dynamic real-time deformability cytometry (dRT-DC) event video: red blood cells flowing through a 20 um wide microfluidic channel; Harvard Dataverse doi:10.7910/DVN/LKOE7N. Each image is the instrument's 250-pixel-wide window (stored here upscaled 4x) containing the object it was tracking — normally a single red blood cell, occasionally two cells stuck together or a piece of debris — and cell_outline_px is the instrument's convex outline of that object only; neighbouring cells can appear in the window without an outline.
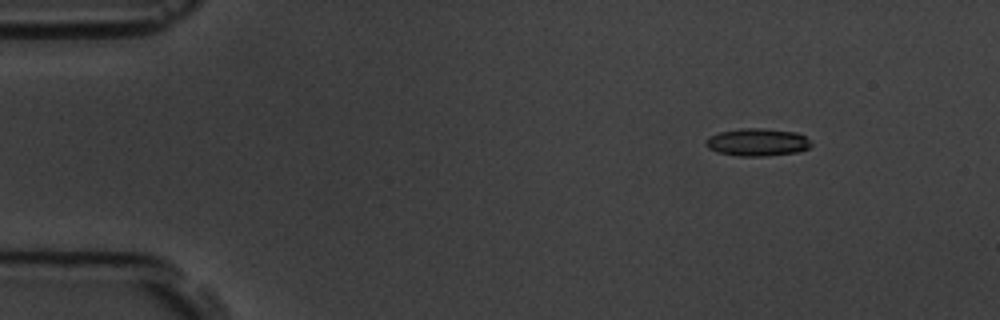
{"species": "common noctule bat (a hibernating species)", "species_latin": "Nyctalus noctula", "temperature_condition": "room temperature", "stored_images_in_passage": 4, "camera_frame_rate_fps": 3000, "um_per_image_px": 0.085, "animal": {"sex": "male", "body_mass_g": 19.5, "forearm_length_mm": 54.6}, "frame": {"image": 1, "passage_image": 1, "time_ms": 0.0, "image_size_px": [1000, 320], "cell_outline_px": [[812, 144], [808, 148], [796, 152], [764, 156], [740, 156], [716, 152], [708, 148], [704, 144], [704, 140], [708, 136], [720, 132], [740, 128], [764, 128], [796, 132], [804, 136]], "centroid_in_image_um": [64.32, 12.08], "position_along_channel_um": 20.7, "area_um2": 16.99}}
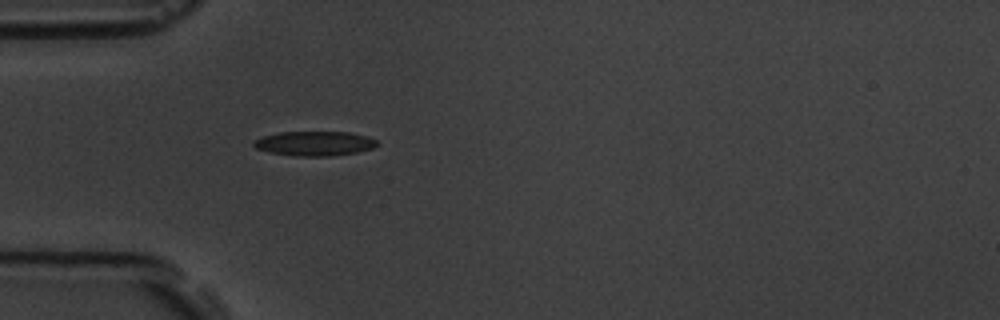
{"frame": {"image": 2, "passage_image": 4, "time_ms": 3.333, "image_size_px": [1000, 320], "cell_outline_px": [[380, 144], [372, 148], [356, 152], [332, 156], [292, 156], [268, 152], [256, 148], [252, 144], [252, 140], [264, 136], [280, 132], [348, 132], [368, 136], [376, 140]], "centroid_in_image_um": [26.72, 12.2], "position_along_channel_um": 58.3, "area_um2": 17.74}}